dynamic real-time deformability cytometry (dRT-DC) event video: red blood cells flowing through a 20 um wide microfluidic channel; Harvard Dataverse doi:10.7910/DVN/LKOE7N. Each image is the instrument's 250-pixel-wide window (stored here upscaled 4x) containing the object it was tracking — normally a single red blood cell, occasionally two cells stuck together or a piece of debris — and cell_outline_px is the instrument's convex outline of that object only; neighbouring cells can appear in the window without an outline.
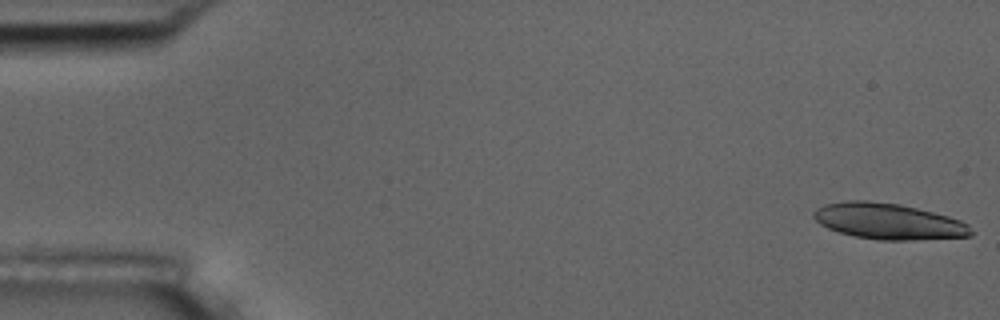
{"species": "common noctule bat (a hibernating species)", "species_latin": "Nyctalus noctula", "temperature_condition": "room temperature", "stored_images_in_passage": 56, "camera_frame_rate_fps": 3000, "um_per_image_px": 0.085, "animal": {"sex": "male", "body_mass_g": 17.5, "forearm_length_mm": 52.3}, "frame": {"image": 1, "passage_image": 1, "time_ms": 0.0, "image_size_px": [1000, 320], "cell_outline_px": [[976, 232], [972, 236], [908, 240], [880, 240], [856, 236], [840, 232], [828, 228], [820, 224], [812, 216], [812, 212], [816, 208], [824, 204], [848, 200], [868, 200], [900, 204], [948, 216], [960, 220], [968, 224]], "centroid_in_image_um": [75.52, 18.8], "position_along_channel_um": 9.5, "area_um2": 33.06}}
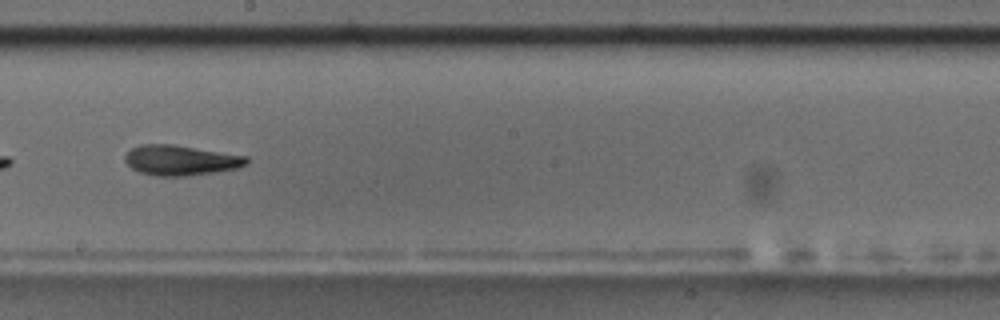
{"frame": {"image": 2, "passage_image": 31, "time_ms": 10.0, "image_size_px": [1000, 320], "cell_outline_px": [[248, 164], [236, 168], [188, 176], [156, 176], [140, 172], [132, 168], [124, 160], [124, 156], [132, 148], [140, 144], [172, 144], [248, 156]], "centroid_in_image_um": [15.34, 13.62], "position_along_channel_um": 232.9, "area_um2": 21.27}}
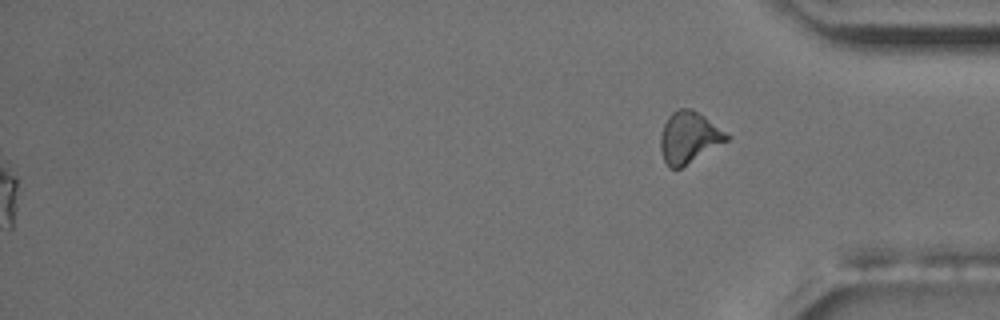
{"frame": {"image": 3, "passage_image": 56, "time_ms": 18.333, "image_size_px": [1000, 320], "cell_outline_px": [[732, 136], [728, 140], [680, 168], [668, 168], [664, 160], [660, 148], [660, 136], [664, 124], [668, 116], [676, 108], [692, 108], [704, 116]], "centroid_in_image_um": [58.55, 11.66], "position_along_channel_um": 376.7, "area_um2": 19.77}, "authors_computed_cell_mechanics": {"area_um2": 21.4727, "velocity_mm_per_s": 3.7093, "shape_relaxation_time_tau1_ms": 5.9836, "shape_relaxation_time_tau2_ms": 3.6424, "deformation_change_tau1": 0.185, "deformation_change_tau2": 0.1275}}